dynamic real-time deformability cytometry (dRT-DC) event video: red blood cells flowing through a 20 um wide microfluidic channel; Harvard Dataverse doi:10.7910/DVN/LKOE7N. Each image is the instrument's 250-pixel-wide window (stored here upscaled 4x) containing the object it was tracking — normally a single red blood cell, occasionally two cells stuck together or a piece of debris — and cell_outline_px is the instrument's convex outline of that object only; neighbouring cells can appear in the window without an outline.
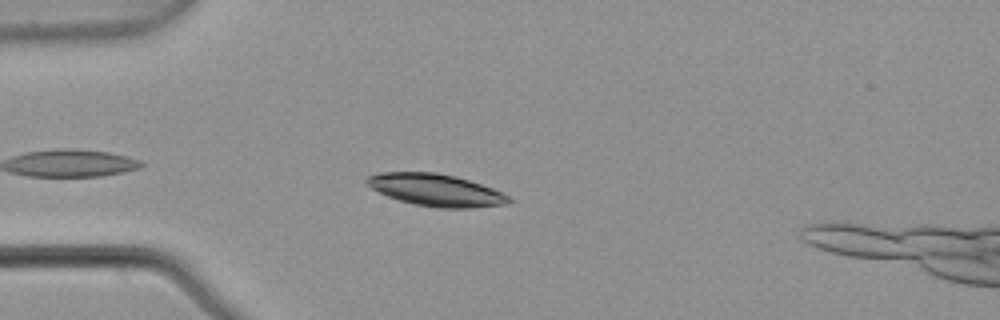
{"species": "common noctule bat (a hibernating species)", "species_latin": "Nyctalus noctula", "temperature_condition": "warm", "stored_images_in_passage": 3, "camera_frame_rate_fps": 3000, "um_per_image_px": 0.085, "animal": {"sex": "male", "body_mass_g": 21.5, "forearm_length_mm": 52.0}, "frame": {"image": 1, "passage_image": 3, "time_ms": 0.667, "image_size_px": [1000, 320], "cell_outline_px": [[516, 200], [508, 204], [472, 208], [436, 208], [412, 204], [388, 196], [372, 188], [364, 180], [368, 176], [380, 172], [436, 172], [456, 176], [492, 188]], "centroid_in_image_um": [37.08, 16.16], "position_along_channel_um": 47.9, "area_um2": 26.65}}